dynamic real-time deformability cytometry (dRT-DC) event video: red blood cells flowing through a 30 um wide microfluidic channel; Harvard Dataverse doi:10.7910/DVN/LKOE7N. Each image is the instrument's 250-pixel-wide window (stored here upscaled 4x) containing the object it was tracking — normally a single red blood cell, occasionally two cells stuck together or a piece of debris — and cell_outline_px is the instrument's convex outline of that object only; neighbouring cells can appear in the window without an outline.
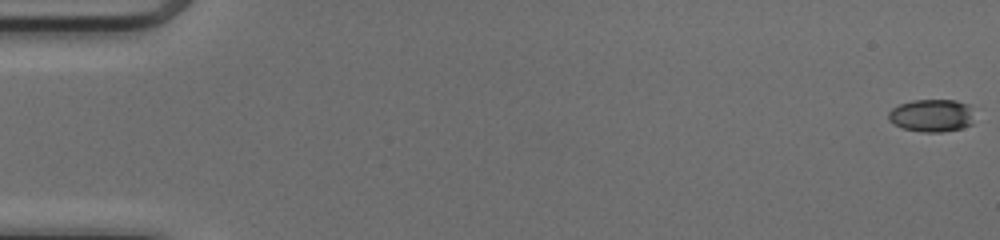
{"species": "common noctule bat (a hibernating species)", "species_latin": "Nyctalus noctula", "temperature_condition": "cold", "stored_images_in_passage": 51, "camera_frame_rate_fps": 3000, "um_per_image_px": 0.085, "animal": {"sex": "female", "body_mass_g": 17.0, "forearm_length_mm": 48.0}, "frame": {"image": 1, "passage_image": 1, "time_ms": 0.0, "image_size_px": [1000, 240], "cell_outline_px": [[972, 124], [960, 128], [940, 132], [920, 132], [904, 128], [888, 120], [888, 112], [892, 108], [900, 104], [912, 100], [956, 100], [968, 104]], "centroid_in_image_um": [79.14, 9.81], "position_along_channel_um": 5.9, "area_um2": 16.07}}
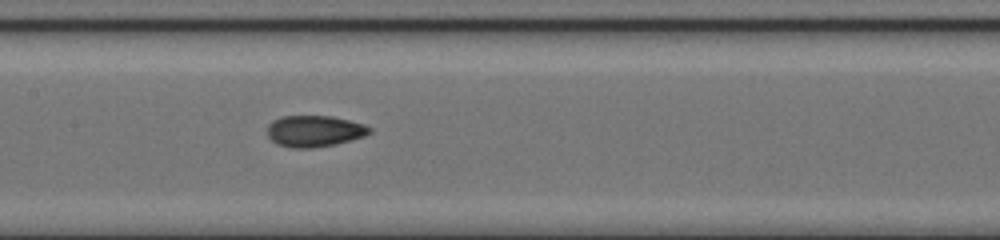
{"frame": {"image": 2, "passage_image": 26, "time_ms": 8.333, "image_size_px": [1000, 240], "cell_outline_px": [[372, 132], [364, 136], [332, 144], [312, 148], [292, 148], [276, 144], [268, 136], [268, 124], [272, 120], [280, 116], [332, 116], [364, 124], [372, 128]], "centroid_in_image_um": [26.69, 11.13], "position_along_channel_um": 180.7, "area_um2": 18.61}}
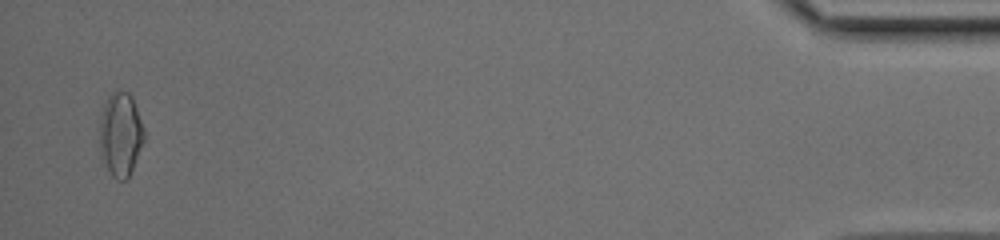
{"frame": {"image": 3, "passage_image": 50, "time_ms": 16.333, "image_size_px": [1000, 240], "cell_outline_px": [[144, 140], [128, 180], [116, 180], [112, 176], [100, 156], [100, 116], [104, 104], [108, 96], [116, 88], [128, 92], [132, 96], [144, 128]], "centroid_in_image_um": [10.24, 11.41], "position_along_channel_um": 425.0, "area_um2": 22.02}, "authors_computed_cell_mechanics": {"area_um2": 17.918, "velocity_mm_per_s": 4.1476, "shape_relaxation_time_tau1_ms": null, "shape_relaxation_time_tau2_ms": 1.5929, "deformation_change_tau1": null, "deformation_change_tau2": 0.0702}}